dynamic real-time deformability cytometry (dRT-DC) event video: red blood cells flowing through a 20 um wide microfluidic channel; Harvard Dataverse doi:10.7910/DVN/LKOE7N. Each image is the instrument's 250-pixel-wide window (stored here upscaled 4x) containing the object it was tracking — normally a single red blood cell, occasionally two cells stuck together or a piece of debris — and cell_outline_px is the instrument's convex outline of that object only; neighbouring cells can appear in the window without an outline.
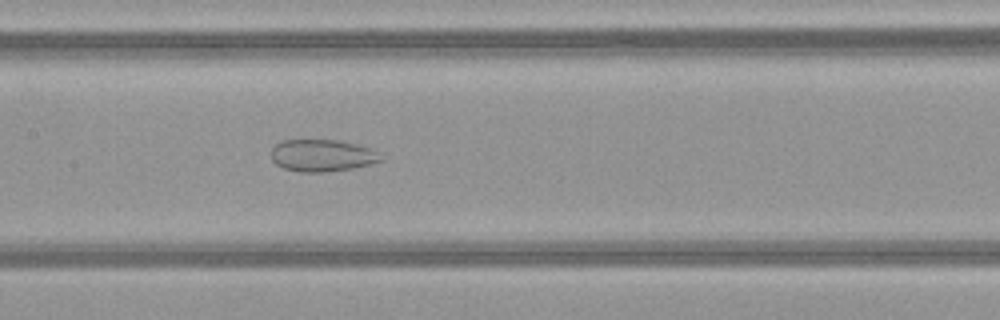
{"species": "common noctule bat (a hibernating species)", "species_latin": "Nyctalus noctula", "temperature_condition": "warm", "stored_images_in_passage": 42, "camera_frame_rate_fps": 3000, "um_per_image_px": 0.085, "animal": {"sex": "female", "body_mass_g": 21.9}, "frame": {"image": 1, "passage_image": 17, "time_ms": 5.333, "image_size_px": [1000, 320], "cell_outline_px": [[384, 160], [372, 164], [356, 168], [324, 172], [300, 172], [284, 168], [276, 164], [272, 160], [272, 148], [276, 144], [284, 140], [340, 140], [356, 144], [368, 148], [384, 156]], "centroid_in_image_um": [27.42, 13.22], "position_along_channel_um": 180.0, "area_um2": 20.58}}
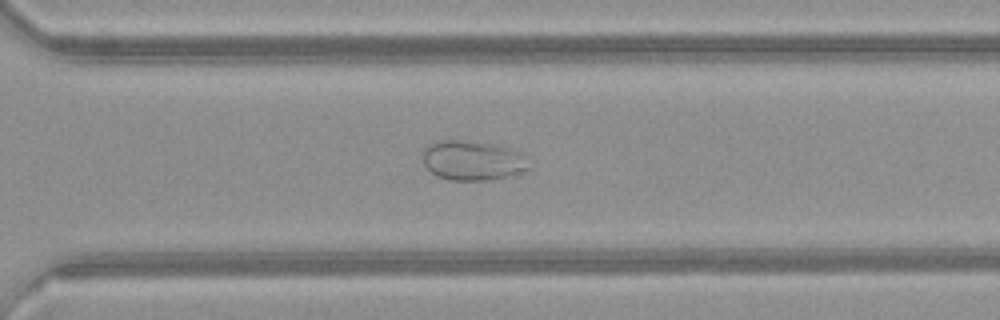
{"frame": {"image": 2, "passage_image": 28, "time_ms": 9.0, "image_size_px": [1000, 320], "cell_outline_px": [[532, 168], [528, 172], [492, 180], [448, 180], [436, 176], [424, 164], [424, 148], [428, 144], [436, 140], [460, 140], [492, 144], [512, 148], [520, 152], [524, 156]], "centroid_in_image_um": [40.23, 13.65], "position_along_channel_um": 330.4, "area_um2": 24.97}}
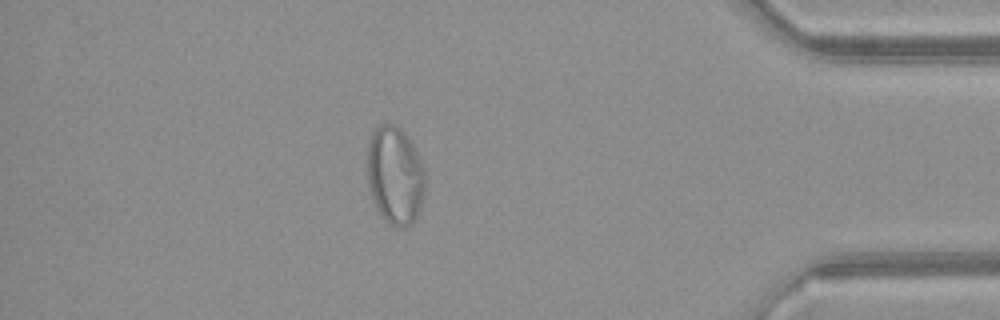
{"frame": {"image": 3, "passage_image": 36, "time_ms": 11.667, "image_size_px": [1000, 320], "cell_outline_px": [[424, 192], [416, 216], [404, 228], [400, 228], [392, 224], [380, 212], [372, 200], [368, 184], [368, 140], [372, 132], [380, 124], [388, 120], [396, 124], [408, 136], [424, 168]], "centroid_in_image_um": [33.55, 14.82], "position_along_channel_um": 401.6, "area_um2": 32.77}}